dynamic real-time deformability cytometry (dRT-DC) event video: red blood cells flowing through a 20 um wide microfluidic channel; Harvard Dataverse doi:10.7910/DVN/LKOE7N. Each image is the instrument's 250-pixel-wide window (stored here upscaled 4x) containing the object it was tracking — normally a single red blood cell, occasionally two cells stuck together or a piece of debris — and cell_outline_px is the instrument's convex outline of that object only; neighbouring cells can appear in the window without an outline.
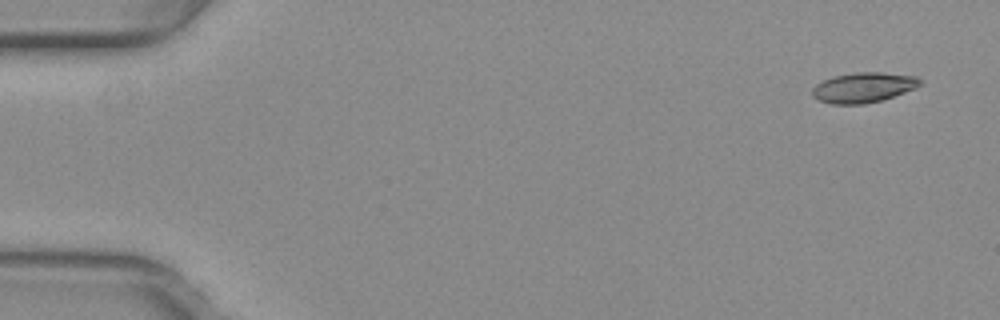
{"species": "common noctule bat (a hibernating species)", "species_latin": "Nyctalus noctula", "temperature_condition": "warm", "stored_images_in_passage": 50, "camera_frame_rate_fps": 3000, "um_per_image_px": 0.085, "animal": {"sex": "female", "body_mass_g": 29.2, "forearm_length_mm": 56.3}, "frame": {"image": 1, "passage_image": 1, "time_ms": 0.0, "image_size_px": [1000, 320], "cell_outline_px": [[920, 84], [916, 88], [880, 100], [864, 104], [832, 104], [820, 100], [812, 96], [812, 88], [816, 84], [824, 80], [836, 76], [856, 72], [880, 72], [916, 76], [920, 80]], "centroid_in_image_um": [73.37, 7.43], "position_along_channel_um": 11.6, "area_um2": 18.61}}
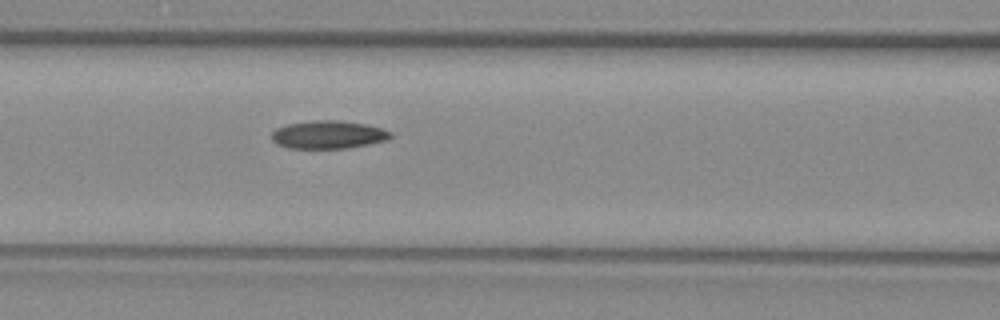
{"frame": {"image": 2, "passage_image": 21, "time_ms": 6.667, "image_size_px": [1000, 320], "cell_outline_px": [[392, 136], [388, 140], [348, 148], [288, 148], [276, 144], [272, 140], [272, 132], [276, 128], [288, 124], [312, 120], [340, 120], [368, 124], [392, 132]], "centroid_in_image_um": [27.91, 11.44], "position_along_channel_um": 138.7, "area_um2": 19.54}}
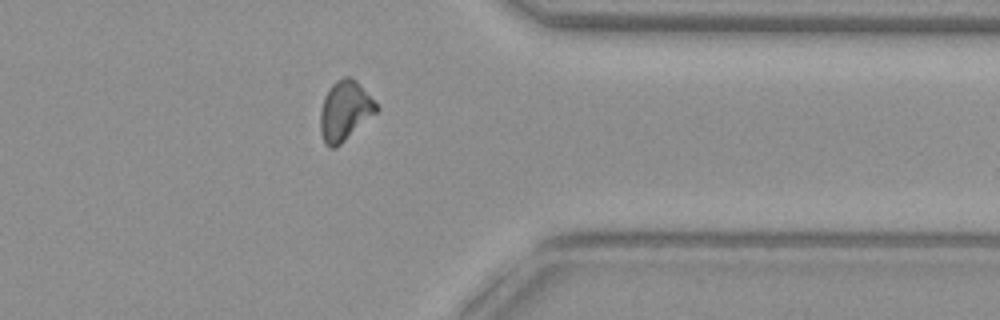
{"frame": {"image": 3, "passage_image": 40, "time_ms": 13.0, "image_size_px": [1000, 320], "cell_outline_px": [[380, 108], [376, 112], [336, 148], [328, 148], [324, 144], [320, 132], [320, 112], [324, 96], [328, 88], [336, 80], [344, 76], [348, 76], [356, 80]], "centroid_in_image_um": [29.27, 9.42], "position_along_channel_um": 382.1, "area_um2": 19.48}, "authors_computed_cell_mechanics": {"area_um2": 18.9873, "velocity_mm_per_s": 3.9918, "shape_relaxation_time_tau1_ms": null, "shape_relaxation_time_tau2_ms": 5.105, "deformation_change_tau1": null, "deformation_change_tau2": 0.1167}}